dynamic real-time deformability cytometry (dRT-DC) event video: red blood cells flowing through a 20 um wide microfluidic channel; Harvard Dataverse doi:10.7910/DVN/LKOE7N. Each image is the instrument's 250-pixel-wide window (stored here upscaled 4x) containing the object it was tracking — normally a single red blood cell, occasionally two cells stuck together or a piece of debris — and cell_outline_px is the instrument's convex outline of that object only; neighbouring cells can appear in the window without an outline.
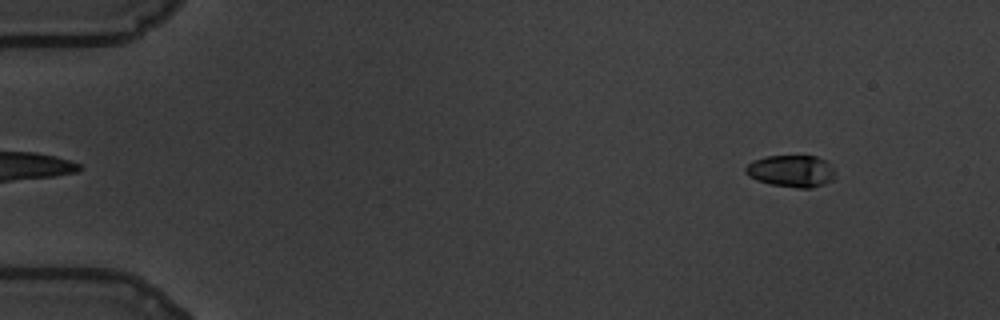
{"species": "common noctule bat (a hibernating species)", "species_latin": "Nyctalus noctula", "temperature_condition": "warm", "stored_images_in_passage": 55, "camera_frame_rate_fps": 3000, "um_per_image_px": 0.085, "animal": {"sex": "male", "body_mass_g": 19.5, "forearm_length_mm": 54.6}, "frame": {"image": 1, "passage_image": 2, "time_ms": 0.333, "image_size_px": [1000, 320], "cell_outline_px": [[836, 172], [832, 180], [824, 184], [812, 188], [796, 188], [772, 184], [756, 180], [748, 176], [744, 172], [744, 168], [748, 164], [764, 156], [816, 156], [824, 160]], "centroid_in_image_um": [67.24, 14.55], "position_along_channel_um": 17.8, "area_um2": 16.65}}
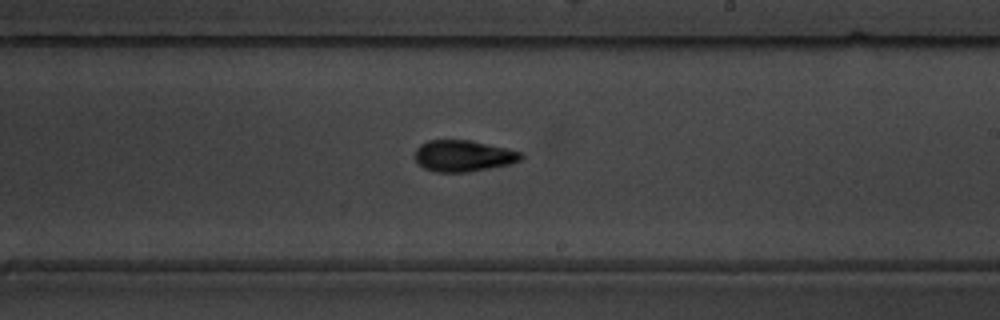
{"frame": {"image": 2, "passage_image": 32, "time_ms": 10.333, "image_size_px": [1000, 320], "cell_outline_px": [[524, 156], [520, 160], [508, 164], [468, 172], [436, 172], [424, 168], [416, 160], [416, 148], [420, 144], [428, 140], [472, 140], [524, 152]], "centroid_in_image_um": [39.4, 13.24], "position_along_channel_um": 249.6, "area_um2": 19.36}}
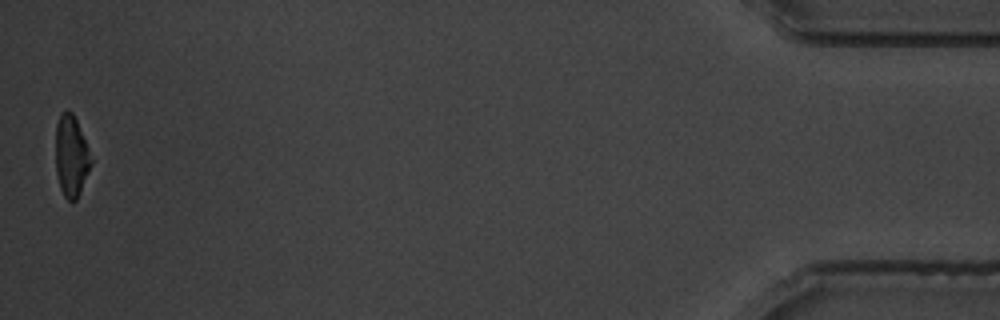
{"frame": {"image": 3, "passage_image": 55, "time_ms": 18.0, "image_size_px": [1000, 320], "cell_outline_px": [[92, 164], [80, 192], [76, 200], [68, 200], [64, 196], [60, 188], [56, 172], [56, 124], [60, 112], [68, 108], [72, 112], [76, 120], [92, 160]], "centroid_in_image_um": [6.03, 13.25], "position_along_channel_um": 429.2, "area_um2": 16.65}, "authors_computed_cell_mechanics": {"area_um2": 18.6116, "velocity_mm_per_s": 3.4602, "shape_relaxation_time_tau1_ms": 3.199, "shape_relaxation_time_tau2_ms": 4.0049, "deformation_change_tau1": 0.153, "deformation_change_tau2": 0.091}}